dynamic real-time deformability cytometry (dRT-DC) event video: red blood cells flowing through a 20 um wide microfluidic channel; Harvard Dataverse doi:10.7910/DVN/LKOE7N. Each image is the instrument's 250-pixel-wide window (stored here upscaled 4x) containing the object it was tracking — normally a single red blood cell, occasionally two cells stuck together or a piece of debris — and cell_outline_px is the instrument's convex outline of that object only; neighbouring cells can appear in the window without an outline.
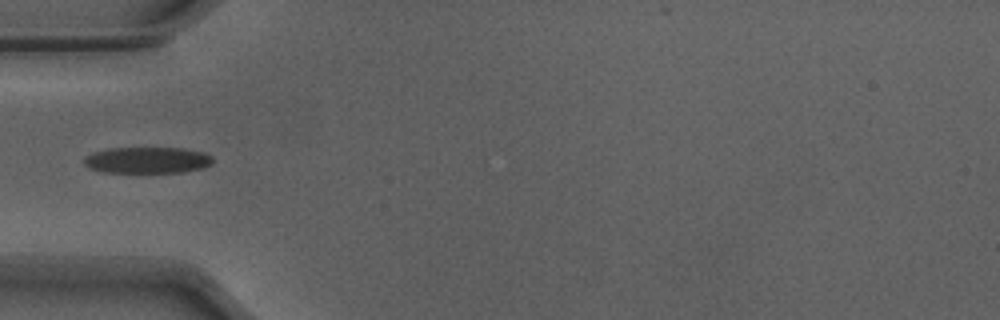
{"species": "Egyptian fruit bat (a non-hibernating species)", "species_latin": "Rousettus aegyptiacus", "temperature_condition": "warm", "stored_images_in_passage": 31, "camera_frame_rate_fps": 3000, "um_per_image_px": 0.085, "animal": {"sex": "male"}, "frame": {"image": 1, "passage_image": 1, "time_ms": 0.0, "image_size_px": [1000, 320], "cell_outline_px": [[212, 164], [204, 168], [184, 172], [100, 172], [88, 168], [84, 164], [84, 160], [92, 152], [108, 148], [180, 148], [204, 152], [212, 156]], "centroid_in_image_um": [12.53, 13.61], "position_along_channel_um": 72.5, "area_um2": 19.83}}
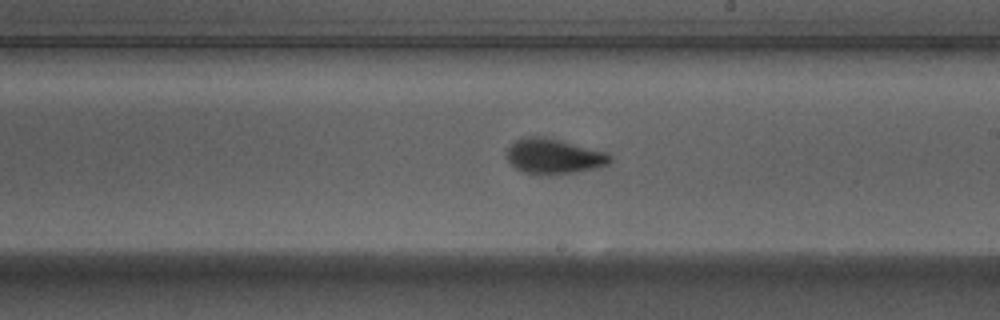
{"frame": {"image": 2, "passage_image": 14, "time_ms": 4.333, "image_size_px": [1000, 320], "cell_outline_px": [[612, 160], [608, 164], [596, 168], [548, 176], [540, 176], [520, 172], [508, 160], [508, 148], [516, 140], [528, 136], [544, 136], [608, 152], [612, 156]], "centroid_in_image_um": [47.09, 13.3], "position_along_channel_um": 241.9, "area_um2": 21.39}}
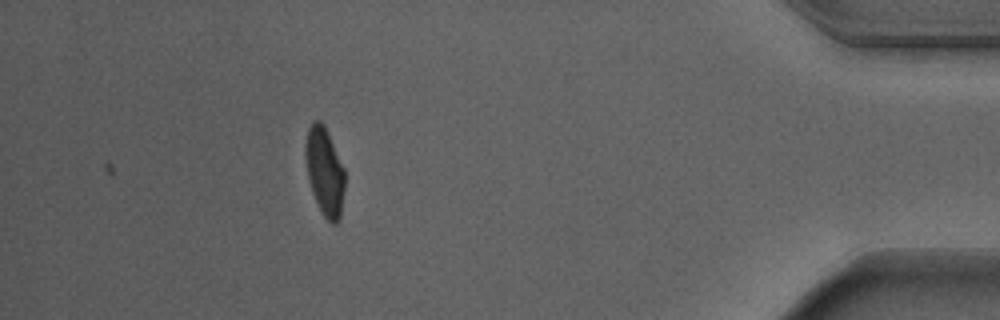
{"frame": {"image": 3, "passage_image": 31, "time_ms": 10.0, "image_size_px": [1000, 320], "cell_outline_px": [[344, 188], [340, 220], [336, 224], [332, 224], [324, 216], [312, 192], [308, 180], [304, 152], [304, 144], [308, 128], [312, 120], [320, 120], [324, 124], [328, 132], [344, 168]], "centroid_in_image_um": [27.58, 14.54], "position_along_channel_um": 407.6, "area_um2": 20.35}, "authors_computed_cell_mechanics": {"area_um2": 20.5768, "velocity_mm_per_s": 3.8934, "shape_relaxation_time_tau1_ms": 3.0705, "shape_relaxation_time_tau2_ms": 0.9905, "deformation_change_tau1": 0.1547, "deformation_change_tau2": 0.0587}}